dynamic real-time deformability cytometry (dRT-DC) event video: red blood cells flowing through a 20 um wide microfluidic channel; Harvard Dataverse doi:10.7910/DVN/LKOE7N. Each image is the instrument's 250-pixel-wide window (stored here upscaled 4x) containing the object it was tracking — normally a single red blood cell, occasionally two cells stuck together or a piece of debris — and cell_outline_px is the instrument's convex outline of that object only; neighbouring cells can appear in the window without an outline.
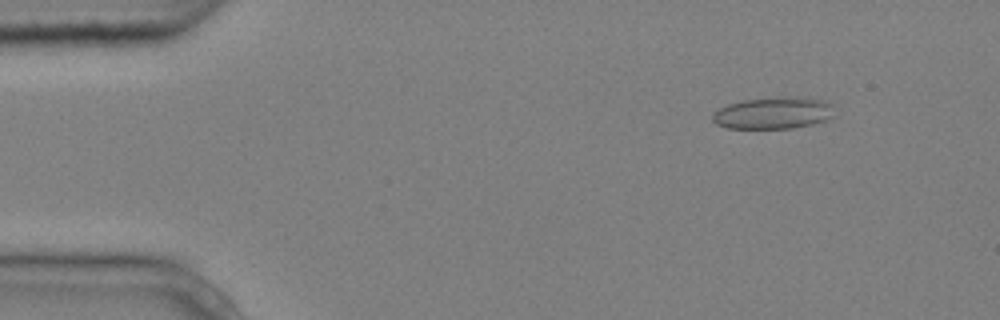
{"species": "common noctule bat (a hibernating species)", "species_latin": "Nyctalus noctula", "temperature_condition": "cold", "stored_images_in_passage": 8, "camera_frame_rate_fps": 3000, "um_per_image_px": 0.085, "animal": {"sex": "male", "body_mass_g": 20.4}, "frame": {"image": 1, "passage_image": 2, "time_ms": 0.333, "image_size_px": [1000, 320], "cell_outline_px": [[836, 116], [812, 124], [792, 128], [728, 128], [716, 124], [712, 120], [712, 112], [728, 104], [744, 100], [796, 96], [812, 96], [836, 104]], "centroid_in_image_um": [65.84, 9.58], "position_along_channel_um": 19.2, "area_um2": 23.12}}
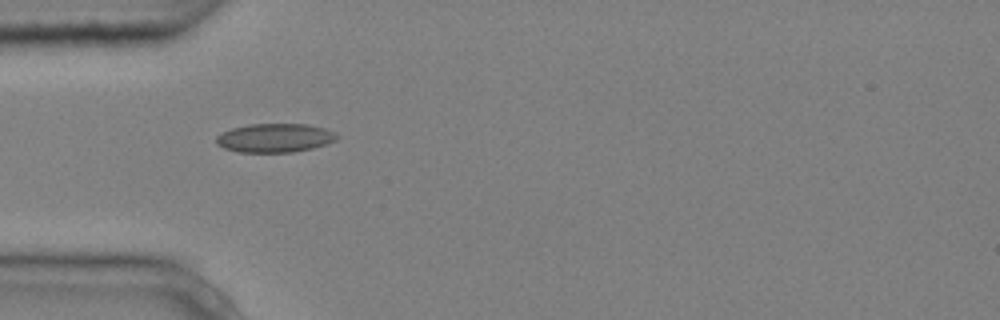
{"frame": {"image": 2, "passage_image": 5, "time_ms": 1.333, "image_size_px": [1000, 320], "cell_outline_px": [[340, 136], [336, 140], [312, 148], [292, 152], [236, 152], [224, 148], [216, 144], [216, 136], [232, 128], [248, 124], [308, 124], [324, 128], [336, 132]], "centroid_in_image_um": [23.36, 11.72], "position_along_channel_um": 61.6, "area_um2": 20.29}}
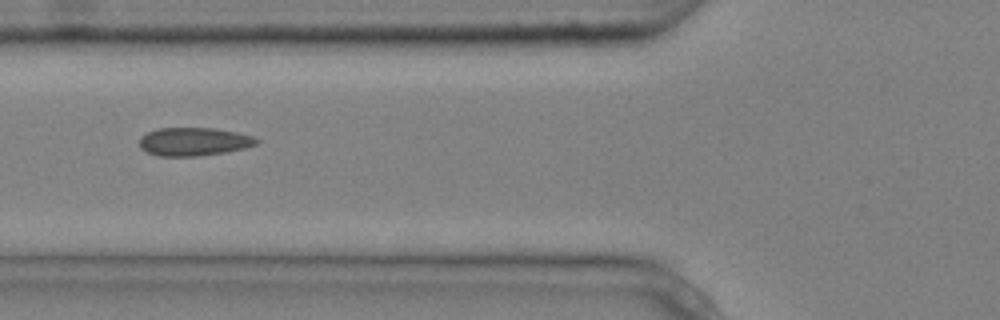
{"frame": {"image": 3, "passage_image": 6, "time_ms": 1.667, "image_size_px": [1000, 320], "cell_outline_px": [[260, 140], [256, 144], [244, 148], [224, 152], [196, 156], [160, 156], [148, 152], [140, 148], [140, 136], [148, 132], [160, 128], [216, 128], [236, 132], [252, 136]], "centroid_in_image_um": [16.47, 12.03], "position_along_channel_um": 109.3, "area_um2": 19.13}}